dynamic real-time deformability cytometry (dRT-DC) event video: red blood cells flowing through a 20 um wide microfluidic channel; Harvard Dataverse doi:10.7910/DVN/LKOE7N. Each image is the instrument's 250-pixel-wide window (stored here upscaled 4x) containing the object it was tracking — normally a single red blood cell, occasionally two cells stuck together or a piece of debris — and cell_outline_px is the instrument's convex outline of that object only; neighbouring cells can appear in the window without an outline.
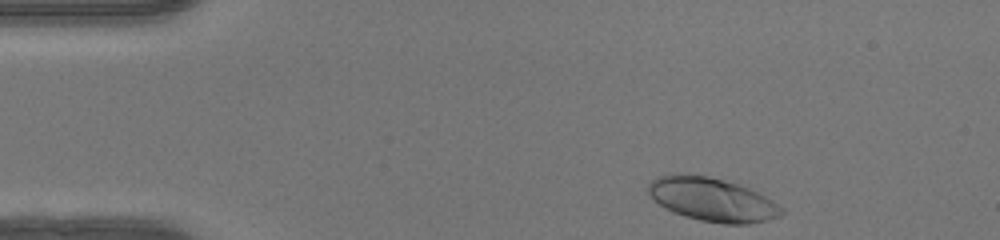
{"species": "human", "species_latin": "Homo sapiens", "temperature_condition": "warm", "stored_images_in_passage": 43, "camera_frame_rate_fps": 3000, "um_per_image_px": 0.085, "donor": {"sex": "female"}, "frame": {"image": 1, "passage_image": 1, "time_ms": 0.0, "image_size_px": [1000, 240], "cell_outline_px": [[784, 212], [780, 216], [768, 220], [748, 224], [724, 224], [700, 220], [684, 216], [660, 204], [648, 192], [648, 184], [652, 180], [660, 176], [672, 172], [688, 172], [708, 176], [724, 180], [748, 188], [772, 200], [784, 208]], "centroid_in_image_um": [60.54, 16.94], "position_along_channel_um": 24.5, "area_um2": 33.81}}
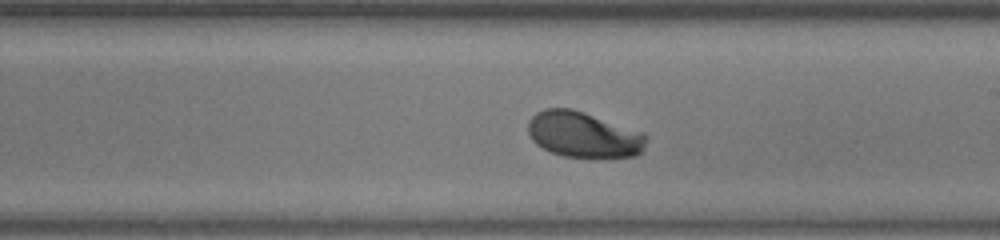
{"frame": {"image": 2, "passage_image": 22, "time_ms": 7.0, "image_size_px": [1000, 240], "cell_outline_px": [[648, 136], [644, 148], [636, 156], [592, 160], [564, 156], [552, 152], [536, 144], [532, 140], [528, 132], [528, 120], [536, 112], [544, 108], [572, 108], [644, 132]], "centroid_in_image_um": [49.63, 11.48], "position_along_channel_um": 239.4, "area_um2": 32.37}}
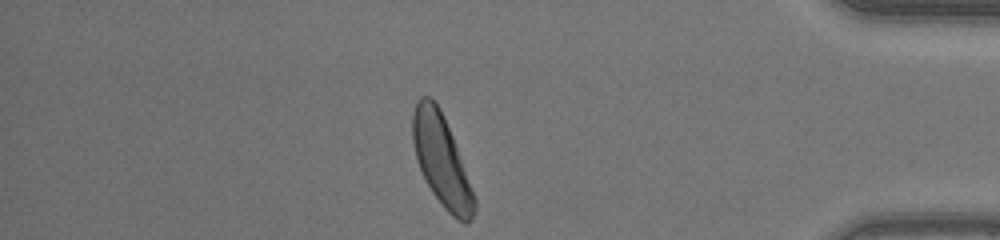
{"frame": {"image": 3, "passage_image": 36, "time_ms": 11.667, "image_size_px": [1000, 240], "cell_outline_px": [[476, 208], [472, 220], [468, 224], [464, 224], [456, 220], [444, 208], [432, 192], [416, 160], [412, 144], [412, 112], [416, 100], [420, 96], [428, 96], [440, 108], [444, 116], [452, 136], [472, 188], [476, 200]], "centroid_in_image_um": [37.52, 13.66], "position_along_channel_um": 397.7, "area_um2": 32.71}, "authors_computed_cell_mechanics": {"area_um2": 32.368, "velocity_mm_per_s": 4.1887, "shape_relaxation_time_tau1_ms": 2.4398, "shape_relaxation_time_tau2_ms": null, "deformation_change_tau1": 0.1695, "deformation_change_tau2": null}}